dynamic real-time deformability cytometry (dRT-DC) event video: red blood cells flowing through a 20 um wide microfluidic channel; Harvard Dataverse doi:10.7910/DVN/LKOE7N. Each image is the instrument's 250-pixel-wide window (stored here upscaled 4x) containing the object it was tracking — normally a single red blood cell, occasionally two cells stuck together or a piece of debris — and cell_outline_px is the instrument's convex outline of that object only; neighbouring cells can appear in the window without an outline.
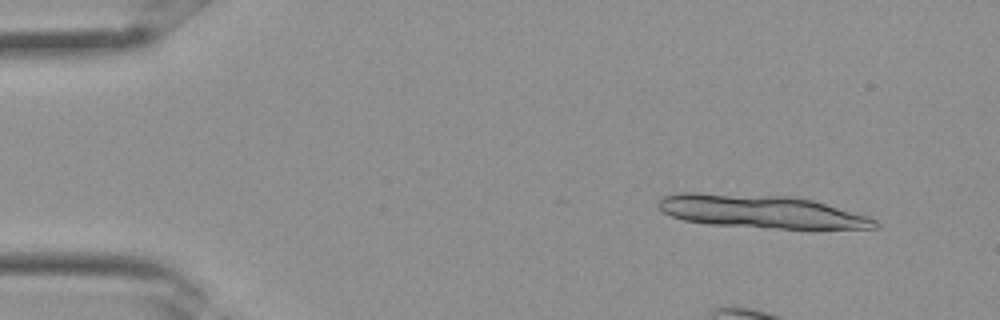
{"species": "Egyptian fruit bat (a non-hibernating species)", "species_latin": "Rousettus aegyptiacus", "temperature_condition": "room temperature", "stored_images_in_passage": 12, "camera_frame_rate_fps": 3000, "um_per_image_px": 0.085, "frame": {"image": 1, "passage_image": 3, "time_ms": 0.667, "image_size_px": [1000, 320], "cell_outline_px": [[872, 220], [868, 228], [784, 228], [720, 224], [688, 220], [672, 216], [660, 208], [660, 204], [668, 196], [720, 196], [808, 200], [860, 216]], "centroid_in_image_um": [64.69, 18.06], "position_along_channel_um": 20.3, "area_um2": 36.13}}